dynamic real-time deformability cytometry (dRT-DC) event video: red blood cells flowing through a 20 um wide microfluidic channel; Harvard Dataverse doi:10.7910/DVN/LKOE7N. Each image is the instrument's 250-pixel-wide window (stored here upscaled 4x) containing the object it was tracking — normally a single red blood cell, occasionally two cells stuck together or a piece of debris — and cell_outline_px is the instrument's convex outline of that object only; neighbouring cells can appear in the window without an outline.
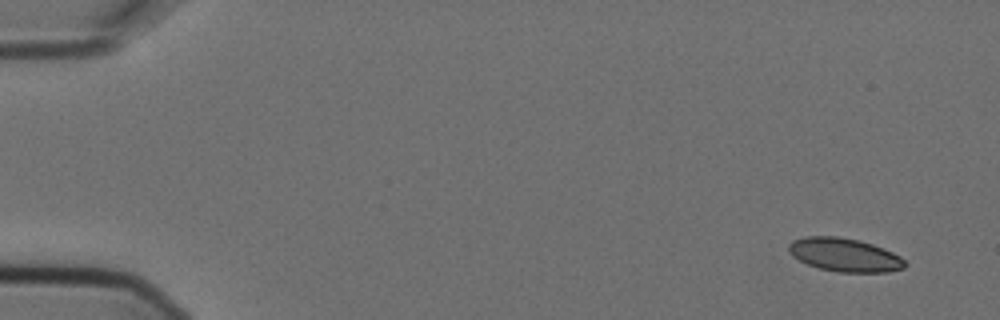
{"species": "Egyptian fruit bat (a non-hibernating species)", "species_latin": "Rousettus aegyptiacus", "temperature_condition": "cold", "stored_images_in_passage": 5, "camera_frame_rate_fps": 3000, "um_per_image_px": 0.085, "animal": {"sex": "female"}, "frame": {"image": 1, "passage_image": 1, "time_ms": 0.0, "image_size_px": [1000, 320], "cell_outline_px": [[904, 268], [888, 272], [836, 272], [820, 268], [808, 264], [792, 256], [788, 248], [788, 244], [792, 240], [808, 236], [836, 236], [860, 240], [884, 248], [900, 256], [904, 260]], "centroid_in_image_um": [71.78, 21.66], "position_along_channel_um": 13.2, "area_um2": 22.6}}
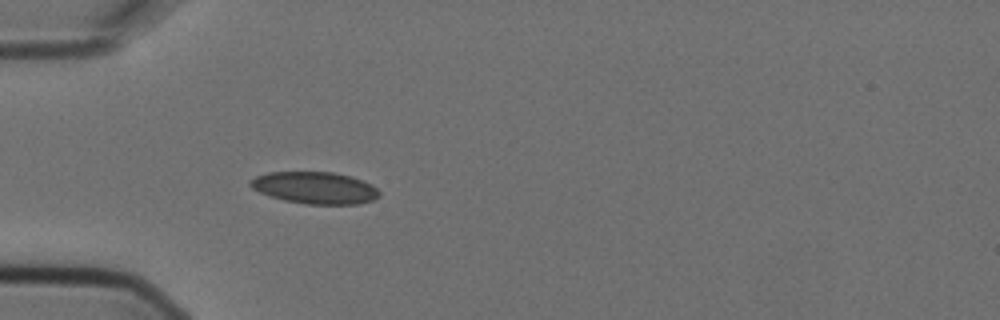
{"frame": {"image": 2, "passage_image": 5, "time_ms": 1.333, "image_size_px": [1000, 320], "cell_outline_px": [[380, 196], [372, 200], [360, 204], [304, 204], [284, 200], [268, 196], [252, 188], [248, 184], [248, 180], [256, 176], [268, 172], [332, 172], [352, 176], [364, 180], [372, 184], [380, 192]], "centroid_in_image_um": [26.77, 15.96], "position_along_channel_um": 58.2, "area_um2": 24.28}}